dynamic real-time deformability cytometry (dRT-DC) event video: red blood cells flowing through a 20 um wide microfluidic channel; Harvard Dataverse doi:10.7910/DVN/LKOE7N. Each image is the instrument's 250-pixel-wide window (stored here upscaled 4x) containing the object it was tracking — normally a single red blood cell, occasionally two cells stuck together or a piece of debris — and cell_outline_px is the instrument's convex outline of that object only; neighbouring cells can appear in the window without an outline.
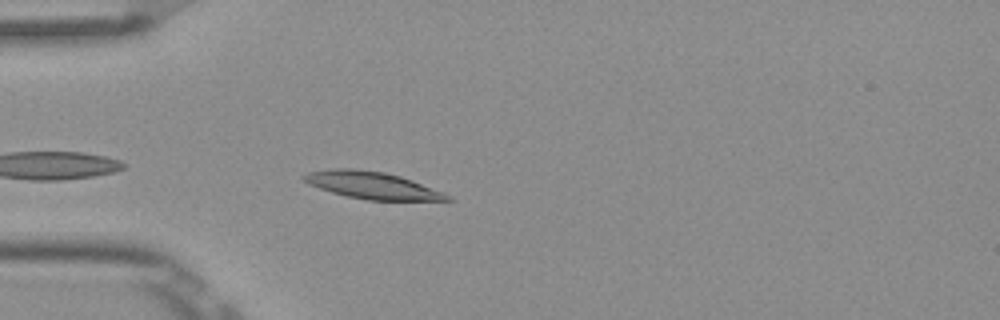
{"species": "Egyptian fruit bat (a non-hibernating species)", "species_latin": "Rousettus aegyptiacus", "temperature_condition": "room temperature", "stored_images_in_passage": 33, "camera_frame_rate_fps": 3000, "um_per_image_px": 0.085, "frame": {"image": 1, "passage_image": 3, "time_ms": 0.667, "image_size_px": [1000, 320], "cell_outline_px": [[452, 200], [368, 200], [348, 196], [332, 192], [308, 184], [300, 176], [308, 172], [332, 168], [352, 168], [384, 172], [400, 176], [412, 180], [444, 192], [452, 196]], "centroid_in_image_um": [31.63, 15.74], "position_along_channel_um": 53.4, "area_um2": 22.54}}
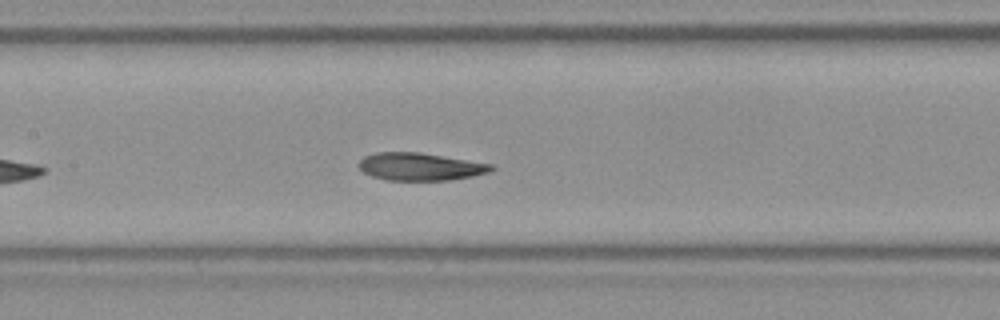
{"frame": {"image": 2, "passage_image": 13, "time_ms": 4.0, "image_size_px": [1000, 320], "cell_outline_px": [[496, 168], [488, 172], [472, 176], [448, 180], [384, 180], [372, 176], [364, 172], [356, 164], [364, 156], [376, 152], [420, 152], [492, 164]], "centroid_in_image_um": [35.68, 14.16], "position_along_channel_um": 171.7, "area_um2": 21.33}}
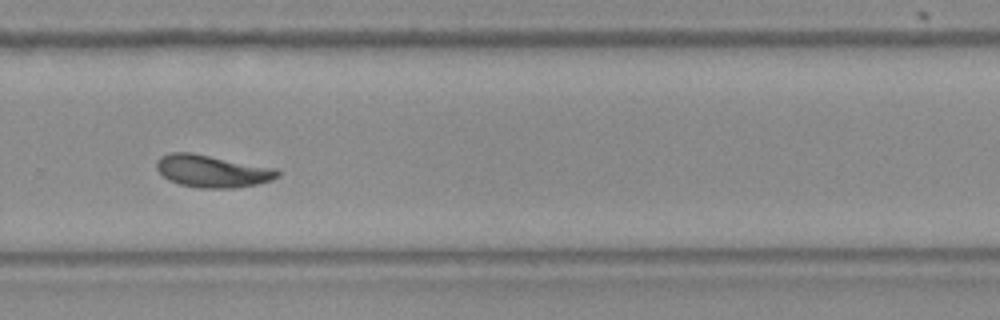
{"frame": {"image": 3, "passage_image": 24, "time_ms": 7.667, "image_size_px": [1000, 320], "cell_outline_px": [[280, 176], [272, 180], [256, 184], [236, 188], [200, 188], [180, 184], [168, 180], [156, 168], [156, 160], [160, 156], [168, 152], [192, 152], [276, 168], [280, 172]], "centroid_in_image_um": [18.03, 14.53], "position_along_channel_um": 311.8, "area_um2": 23.0}, "authors_computed_cell_mechanics": {"area_um2": 21.7906, "velocity_mm_per_s": 3.8303, "shape_relaxation_time_tau1_ms": 4.4796, "shape_relaxation_time_tau2_ms": 3.8866, "deformation_change_tau1": 0.1616, "deformation_change_tau2": 0.1098}}